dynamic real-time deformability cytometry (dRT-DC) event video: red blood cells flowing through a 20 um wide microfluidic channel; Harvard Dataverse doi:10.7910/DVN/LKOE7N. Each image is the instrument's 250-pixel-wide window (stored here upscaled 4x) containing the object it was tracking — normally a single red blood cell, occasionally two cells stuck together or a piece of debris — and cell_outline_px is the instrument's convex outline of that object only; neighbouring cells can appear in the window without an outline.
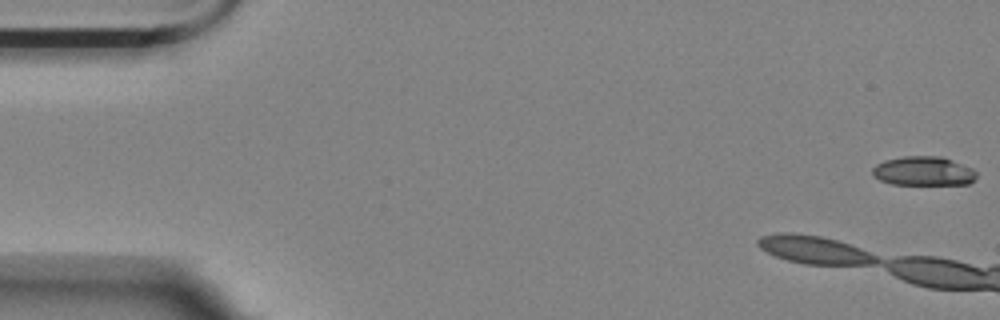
{"species": "Egyptian fruit bat (a non-hibernating species)", "species_latin": "Rousettus aegyptiacus", "temperature_condition": "room temperature", "stored_images_in_passage": 7, "camera_frame_rate_fps": 3000, "um_per_image_px": 0.085, "animal": {"sex": "female"}, "frame": {"image": 1, "passage_image": 1, "time_ms": 0.0, "image_size_px": [1000, 320], "cell_outline_px": [[976, 176], [968, 184], [892, 184], [880, 180], [872, 176], [872, 168], [876, 164], [884, 160], [904, 156], [940, 156], [952, 160], [972, 168], [976, 172]], "centroid_in_image_um": [78.45, 14.53], "position_along_channel_um": 6.5, "area_um2": 17.63}}